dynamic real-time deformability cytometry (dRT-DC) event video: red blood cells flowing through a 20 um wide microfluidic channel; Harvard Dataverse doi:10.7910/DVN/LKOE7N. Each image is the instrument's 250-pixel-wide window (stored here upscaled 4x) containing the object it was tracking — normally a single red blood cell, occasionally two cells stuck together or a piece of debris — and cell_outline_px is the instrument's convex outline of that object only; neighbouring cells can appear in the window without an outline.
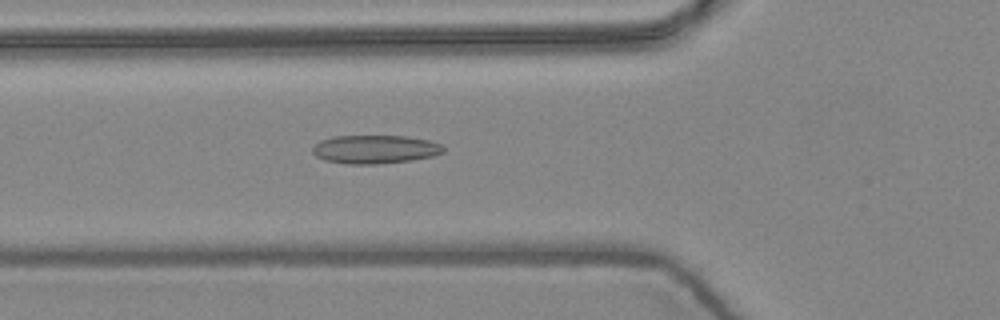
{"species": "common noctule bat (a hibernating species)", "species_latin": "Nyctalus noctula", "temperature_condition": "warm", "stored_images_in_passage": 5, "camera_frame_rate_fps": 3000, "um_per_image_px": 0.085, "animal": {"sex": "female", "body_mass_g": 24.6, "forearm_length_mm": 56.2}, "frame": {"image": 1, "passage_image": 5, "time_ms": 1.333, "image_size_px": [1000, 320], "cell_outline_px": [[444, 152], [432, 156], [412, 160], [376, 164], [348, 164], [324, 160], [316, 156], [312, 152], [312, 148], [320, 140], [336, 136], [408, 136], [428, 140], [440, 144], [444, 148]], "centroid_in_image_um": [31.87, 12.69], "position_along_channel_um": 93.9, "area_um2": 21.68}}